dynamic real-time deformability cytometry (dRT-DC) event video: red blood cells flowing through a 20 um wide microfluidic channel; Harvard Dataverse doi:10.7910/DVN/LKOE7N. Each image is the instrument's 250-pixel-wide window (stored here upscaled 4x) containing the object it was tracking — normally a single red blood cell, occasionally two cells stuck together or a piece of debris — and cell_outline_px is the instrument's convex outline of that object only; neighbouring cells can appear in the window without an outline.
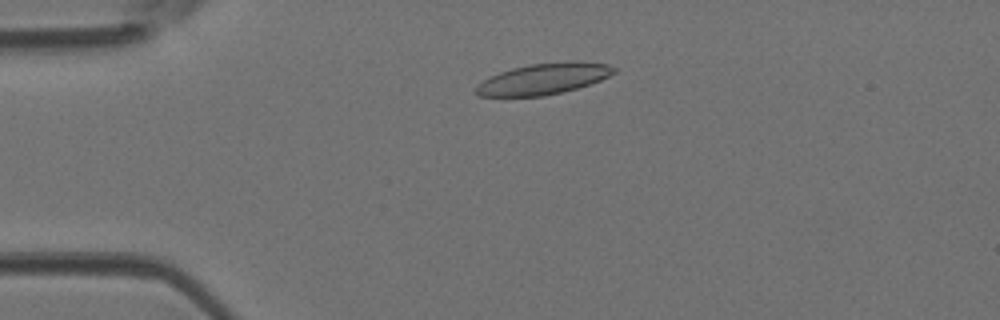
{"species": "Egyptian fruit bat (a non-hibernating species)", "species_latin": "Rousettus aegyptiacus", "temperature_condition": "room temperature", "stored_images_in_passage": 27, "camera_frame_rate_fps": 3000, "um_per_image_px": 0.085, "animal": {"sex": "female"}, "frame": {"image": 1, "passage_image": 9, "time_ms": 2.667, "image_size_px": [1000, 320], "cell_outline_px": [[616, 72], [600, 80], [576, 88], [544, 96], [480, 96], [476, 92], [476, 84], [500, 72], [512, 68], [528, 64], [568, 60], [580, 60], [608, 64], [616, 68]], "centroid_in_image_um": [46.24, 6.67], "position_along_channel_um": 38.8, "area_um2": 25.03}}
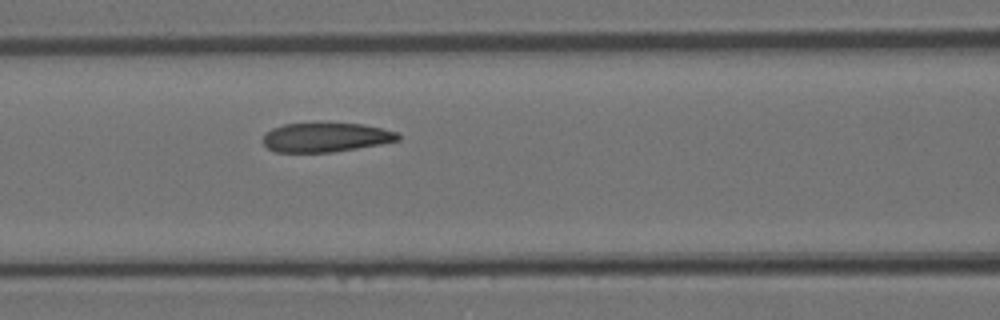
{"frame": {"image": 2, "passage_image": 18, "time_ms": 5.667, "image_size_px": [1000, 320], "cell_outline_px": [[400, 140], [380, 144], [332, 152], [276, 152], [268, 148], [260, 140], [264, 132], [272, 128], [284, 124], [320, 120], [364, 124], [396, 132], [400, 136]], "centroid_in_image_um": [27.62, 11.62], "position_along_channel_um": 139.0, "area_um2": 23.99}}
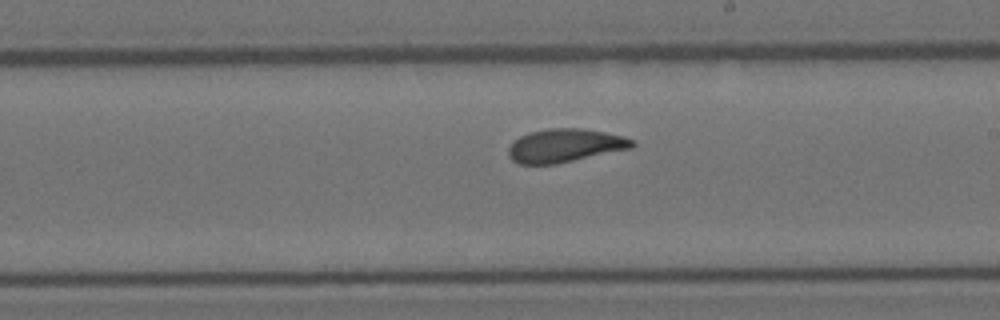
{"frame": {"image": 3, "passage_image": 25, "time_ms": 8.0, "image_size_px": [1000, 320], "cell_outline_px": [[636, 144], [632, 148], [556, 164], [520, 164], [512, 160], [508, 156], [508, 148], [520, 136], [532, 132], [548, 128], [584, 128], [624, 136], [636, 140]], "centroid_in_image_um": [48.06, 12.37], "position_along_channel_um": 240.9, "area_um2": 24.1}}